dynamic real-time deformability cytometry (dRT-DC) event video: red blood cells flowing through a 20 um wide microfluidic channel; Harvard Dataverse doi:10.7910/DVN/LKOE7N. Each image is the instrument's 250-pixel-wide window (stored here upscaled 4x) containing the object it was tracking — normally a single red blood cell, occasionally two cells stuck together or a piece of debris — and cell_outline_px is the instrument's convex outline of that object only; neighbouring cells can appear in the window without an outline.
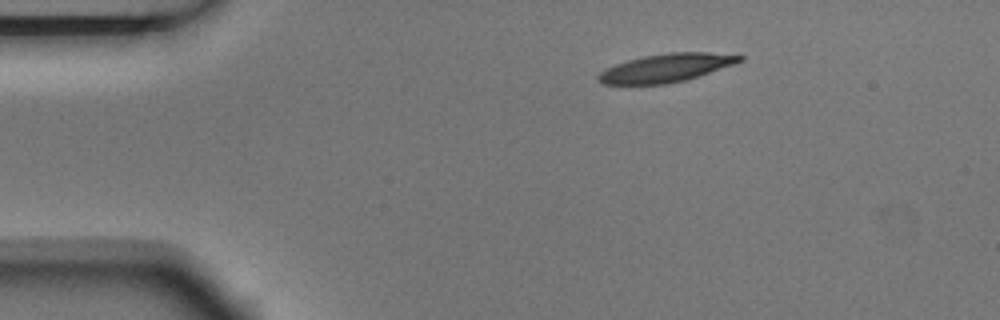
{"species": "Egyptian fruit bat (a non-hibernating species)", "species_latin": "Rousettus aegyptiacus", "temperature_condition": "room temperature", "stored_images_in_passage": 4, "camera_frame_rate_fps": 3000, "um_per_image_px": 0.085, "animal": {"sex": "male"}, "frame": {"image": 1, "passage_image": 1, "time_ms": 0.0, "image_size_px": [1000, 320], "cell_outline_px": [[744, 60], [736, 64], [684, 80], [668, 84], [604, 84], [596, 76], [600, 72], [616, 64], [628, 60], [644, 56], [672, 52], [708, 52], [744, 56]], "centroid_in_image_um": [56.66, 5.76], "position_along_channel_um": 28.3, "area_um2": 23.0}}
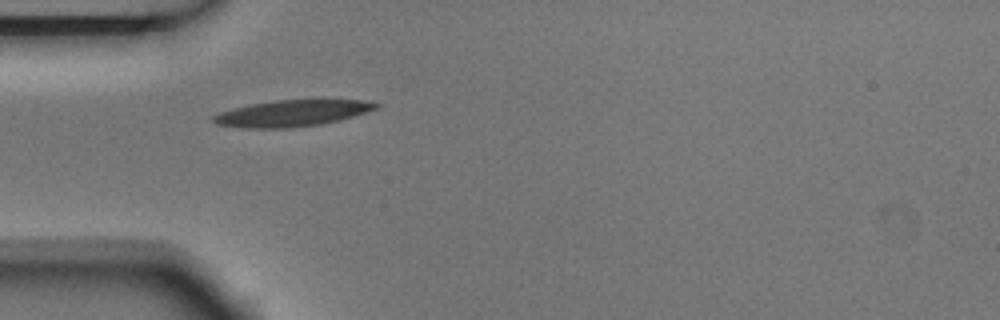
{"frame": {"image": 2, "passage_image": 3, "time_ms": 0.667, "image_size_px": [1000, 320], "cell_outline_px": [[380, 104], [376, 108], [352, 116], [320, 124], [288, 128], [244, 128], [216, 124], [212, 120], [212, 116], [220, 112], [252, 104], [276, 100], [364, 100]], "centroid_in_image_um": [24.77, 9.63], "position_along_channel_um": 60.2, "area_um2": 24.45}}
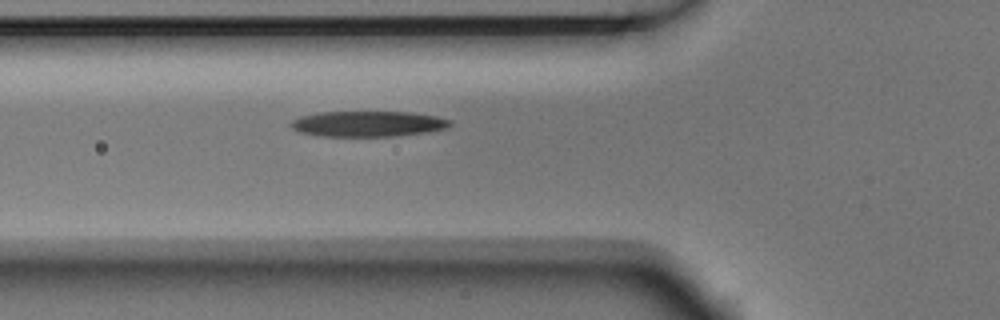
{"frame": {"image": 3, "passage_image": 4, "time_ms": 1.0, "image_size_px": [1000, 320], "cell_outline_px": [[452, 124], [448, 128], [428, 132], [392, 136], [316, 136], [300, 132], [292, 128], [288, 124], [292, 120], [300, 116], [320, 112], [412, 112], [436, 116], [452, 120]], "centroid_in_image_um": [31.28, 10.52], "position_along_channel_um": 94.5, "area_um2": 23.93}}